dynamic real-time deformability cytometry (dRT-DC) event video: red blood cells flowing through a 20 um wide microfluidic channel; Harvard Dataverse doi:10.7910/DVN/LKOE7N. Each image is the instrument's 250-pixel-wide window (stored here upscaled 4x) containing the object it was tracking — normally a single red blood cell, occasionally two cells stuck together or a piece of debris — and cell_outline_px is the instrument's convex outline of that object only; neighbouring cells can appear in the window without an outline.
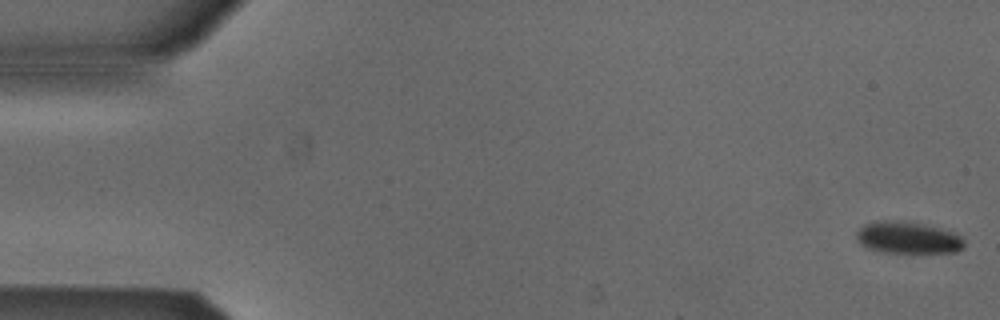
{"species": "Egyptian fruit bat (a non-hibernating species)", "species_latin": "Rousettus aegyptiacus", "temperature_condition": "cold", "stored_images_in_passage": 53, "camera_frame_rate_fps": 3000, "um_per_image_px": 0.085, "animal": {"sex": "male"}, "frame": {"image": 1, "passage_image": 1, "time_ms": 0.0, "image_size_px": [1000, 320], "cell_outline_px": [[964, 248], [956, 252], [884, 252], [868, 248], [860, 244], [856, 240], [856, 232], [864, 224], [876, 220], [896, 220], [924, 224], [956, 232], [964, 240]], "centroid_in_image_um": [77.16, 20.19], "position_along_channel_um": 7.8, "area_um2": 20.17}}
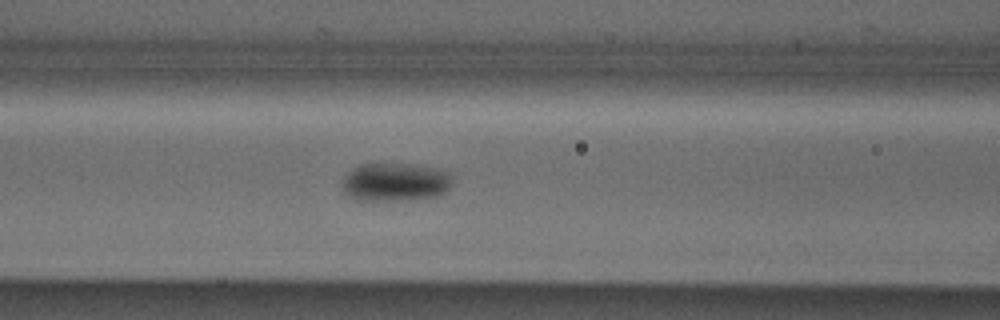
{"frame": {"image": 2, "passage_image": 22, "time_ms": 7.0, "image_size_px": [1000, 320], "cell_outline_px": [[452, 184], [440, 196], [412, 200], [356, 200], [348, 196], [344, 192], [340, 184], [344, 176], [352, 168], [360, 164], [416, 164], [448, 172], [452, 176]], "centroid_in_image_um": [33.57, 15.49], "position_along_channel_um": 133.0, "area_um2": 24.97}}
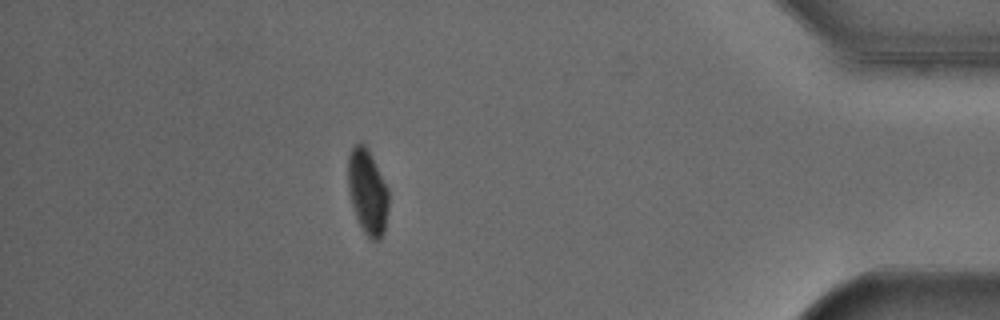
{"frame": {"image": 3, "passage_image": 47, "time_ms": 15.333, "image_size_px": [1000, 320], "cell_outline_px": [[388, 208], [384, 232], [380, 240], [372, 240], [364, 232], [356, 216], [352, 204], [348, 188], [348, 156], [352, 148], [356, 144], [364, 144], [368, 148], [388, 188]], "centroid_in_image_um": [31.25, 16.3], "position_along_channel_um": 404.0, "area_um2": 19.94}}